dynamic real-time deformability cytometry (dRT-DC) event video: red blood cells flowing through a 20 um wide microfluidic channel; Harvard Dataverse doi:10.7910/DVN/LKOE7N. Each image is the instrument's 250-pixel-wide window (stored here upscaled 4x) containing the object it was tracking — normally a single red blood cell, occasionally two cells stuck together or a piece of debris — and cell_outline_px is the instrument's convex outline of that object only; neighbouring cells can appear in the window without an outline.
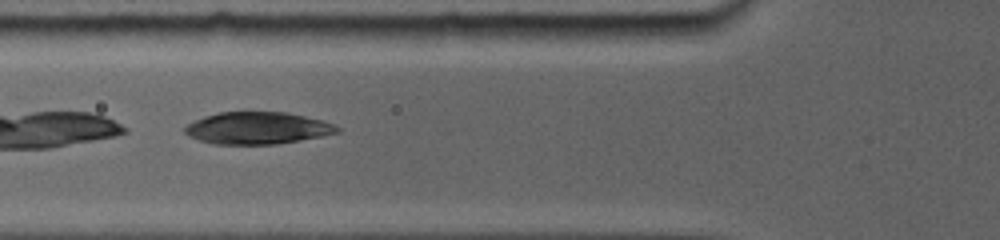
{"species": "common noctule bat (a hibernating species)", "species_latin": "Nyctalus noctula", "temperature_condition": "room temperature", "stored_images_in_passage": 8, "camera_frame_rate_fps": 5000, "um_per_image_px": 0.085, "animal": {"sex": "female", "body_mass_g": 19.0, "forearm_length_mm": 56.7}, "frame": {"image": 1, "passage_image": 4, "time_ms": 1.2, "image_size_px": [1000, 240], "cell_outline_px": [[340, 132], [320, 136], [272, 144], [216, 144], [200, 140], [184, 132], [184, 128], [188, 124], [204, 116], [220, 112], [284, 112], [304, 116], [320, 120], [332, 124], [340, 128]], "centroid_in_image_um": [21.86, 10.88], "position_along_channel_um": 103.9, "area_um2": 27.86}}
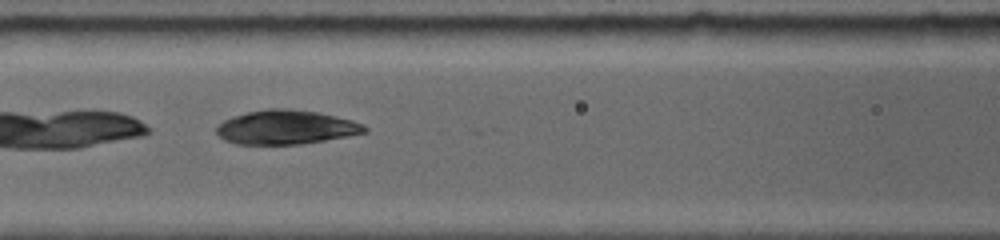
{"frame": {"image": 2, "passage_image": 6, "time_ms": 2.2, "image_size_px": [1000, 240], "cell_outline_px": [[368, 132], [296, 144], [240, 144], [228, 140], [220, 136], [216, 132], [216, 128], [224, 120], [232, 116], [248, 112], [268, 108], [284, 108], [320, 112], [352, 120], [368, 128]], "centroid_in_image_um": [24.3, 10.79], "position_along_channel_um": 142.3, "area_um2": 28.9}}